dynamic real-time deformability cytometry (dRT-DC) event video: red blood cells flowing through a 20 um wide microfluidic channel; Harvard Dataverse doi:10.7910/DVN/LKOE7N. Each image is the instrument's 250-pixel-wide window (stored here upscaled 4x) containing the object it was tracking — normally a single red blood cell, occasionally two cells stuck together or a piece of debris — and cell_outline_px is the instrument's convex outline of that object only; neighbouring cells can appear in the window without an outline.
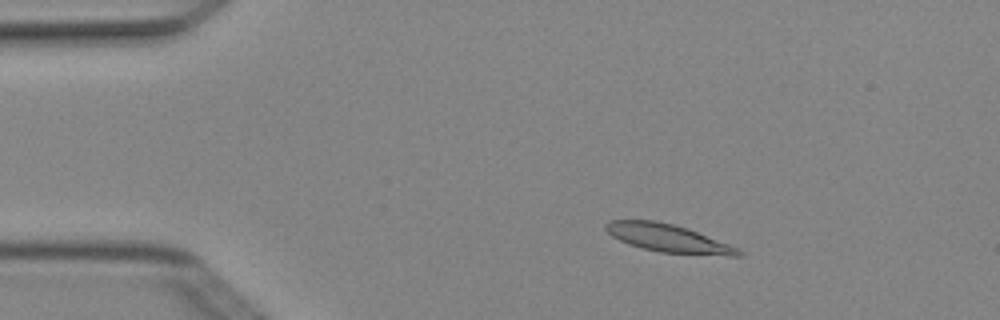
{"species": "Egyptian fruit bat (a non-hibernating species)", "species_latin": "Rousettus aegyptiacus", "temperature_condition": "cold", "stored_images_in_passage": 5, "camera_frame_rate_fps": 3000, "um_per_image_px": 0.085, "animal": {"sex": "female"}, "frame": {"image": 1, "passage_image": 3, "time_ms": 0.667, "image_size_px": [1000, 320], "cell_outline_px": [[744, 256], [728, 256], [660, 252], [640, 248], [628, 244], [612, 236], [604, 228], [604, 224], [608, 220], [656, 220], [688, 228], [728, 244], [744, 252]], "centroid_in_image_um": [56.77, 20.25], "position_along_channel_um": 28.2, "area_um2": 21.62}}
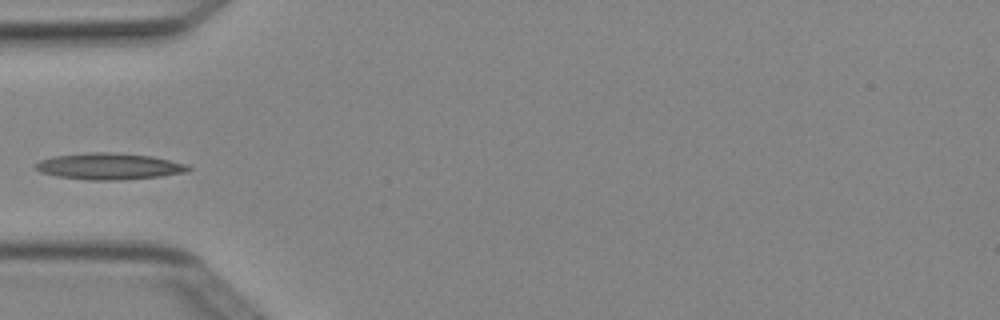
{"frame": {"image": 2, "passage_image": 5, "time_ms": 1.333, "image_size_px": [1000, 320], "cell_outline_px": [[192, 168], [188, 172], [160, 176], [120, 180], [88, 180], [56, 176], [40, 172], [36, 168], [36, 164], [40, 160], [52, 156], [88, 152], [108, 152], [152, 156], [188, 164]], "centroid_in_image_um": [9.29, 14.13], "position_along_channel_um": 75.7, "area_um2": 23.58}}